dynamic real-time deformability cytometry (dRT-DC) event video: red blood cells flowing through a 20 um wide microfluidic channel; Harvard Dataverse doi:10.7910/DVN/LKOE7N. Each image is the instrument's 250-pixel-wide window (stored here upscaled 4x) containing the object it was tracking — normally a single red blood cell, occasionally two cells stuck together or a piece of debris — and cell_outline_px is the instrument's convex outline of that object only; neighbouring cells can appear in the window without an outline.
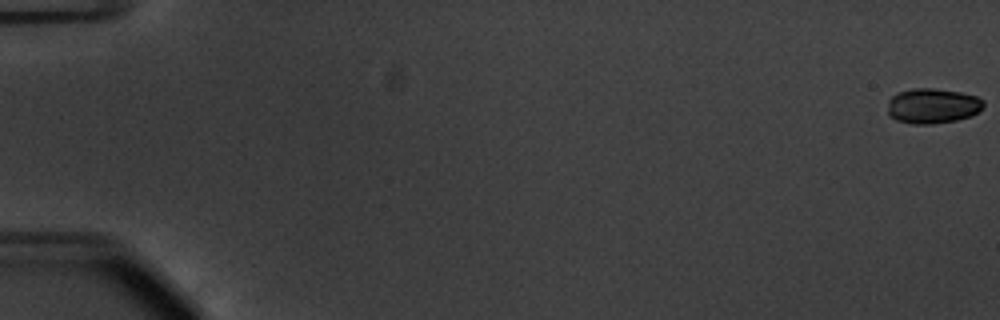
{"species": "common noctule bat (a hibernating species)", "species_latin": "Nyctalus noctula", "temperature_condition": "warm", "stored_images_in_passage": 56, "camera_frame_rate_fps": 3000, "um_per_image_px": 0.085, "animal": {"sex": "male", "body_mass_g": 20.1, "forearm_length_mm": 53.5}, "frame": {"image": 1, "passage_image": 1, "time_ms": 0.0, "image_size_px": [1000, 320], "cell_outline_px": [[984, 104], [972, 116], [956, 120], [932, 124], [912, 124], [896, 120], [888, 116], [888, 100], [892, 96], [900, 92], [912, 88], [932, 88], [960, 92], [976, 96], [984, 100]], "centroid_in_image_um": [79.24, 9.0], "position_along_channel_um": 5.8, "area_um2": 19.65}}
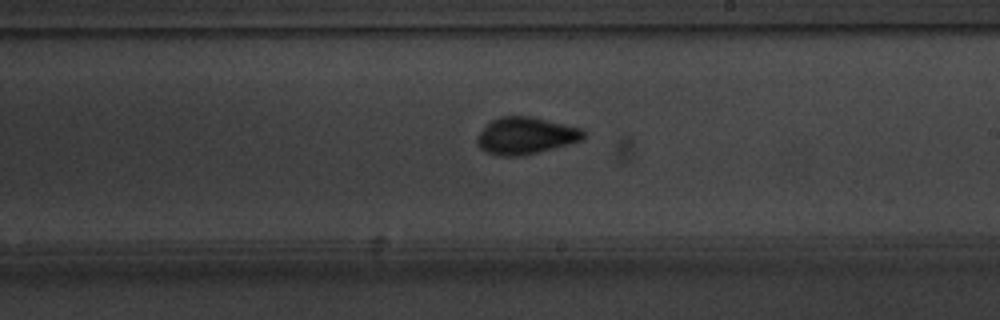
{"frame": {"image": 2, "passage_image": 34, "time_ms": 11.0, "image_size_px": [1000, 320], "cell_outline_px": [[588, 136], [584, 140], [520, 156], [500, 156], [484, 152], [476, 144], [476, 136], [492, 120], [500, 116], [532, 116], [584, 128], [588, 132]], "centroid_in_image_um": [44.73, 11.52], "position_along_channel_um": 244.3, "area_um2": 23.29}}
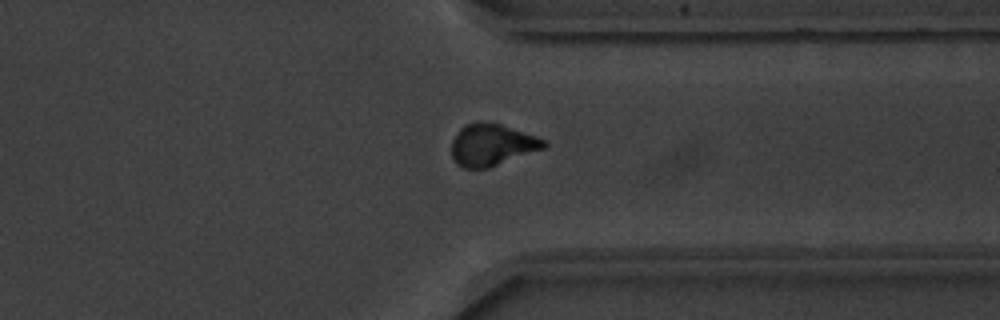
{"frame": {"image": 3, "passage_image": 44, "time_ms": 14.333, "image_size_px": [1000, 320], "cell_outline_px": [[548, 144], [544, 148], [488, 168], [464, 168], [456, 164], [452, 156], [452, 140], [460, 128], [464, 124], [480, 120], [488, 120], [536, 136], [544, 140]], "centroid_in_image_um": [41.77, 12.29], "position_along_channel_um": 369.6, "area_um2": 22.6}, "authors_computed_cell_mechanics": {"area_um2": 21.7906, "velocity_mm_per_s": 3.7779, "shape_relaxation_time_tau1_ms": 2.2288, "shape_relaxation_time_tau2_ms": null, "deformation_change_tau1": 0.1081, "deformation_change_tau2": null}}